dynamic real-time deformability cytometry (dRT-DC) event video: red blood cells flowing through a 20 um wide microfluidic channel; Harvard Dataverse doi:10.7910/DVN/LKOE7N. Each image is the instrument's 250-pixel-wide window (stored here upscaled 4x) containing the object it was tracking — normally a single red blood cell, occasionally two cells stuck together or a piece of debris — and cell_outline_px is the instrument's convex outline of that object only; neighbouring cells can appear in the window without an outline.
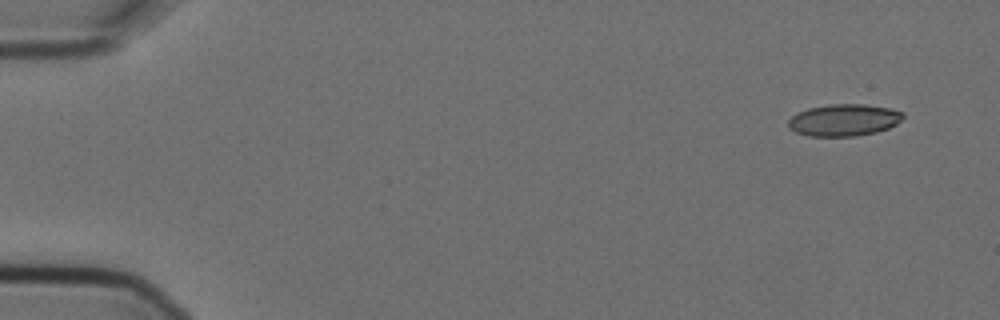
{"species": "Egyptian fruit bat (a non-hibernating species)", "species_latin": "Rousettus aegyptiacus", "temperature_condition": "cold", "stored_images_in_passage": 6, "camera_frame_rate_fps": 3000, "um_per_image_px": 0.085, "animal": {"sex": "female"}, "frame": {"image": 1, "passage_image": 1, "time_ms": 0.0, "image_size_px": [1000, 320], "cell_outline_px": [[904, 116], [896, 124], [888, 128], [876, 132], [856, 136], [808, 136], [796, 132], [788, 128], [788, 120], [796, 112], [808, 108], [832, 104], [864, 104], [888, 108], [904, 112]], "centroid_in_image_um": [71.7, 10.2], "position_along_channel_um": 13.3, "area_um2": 21.39}}
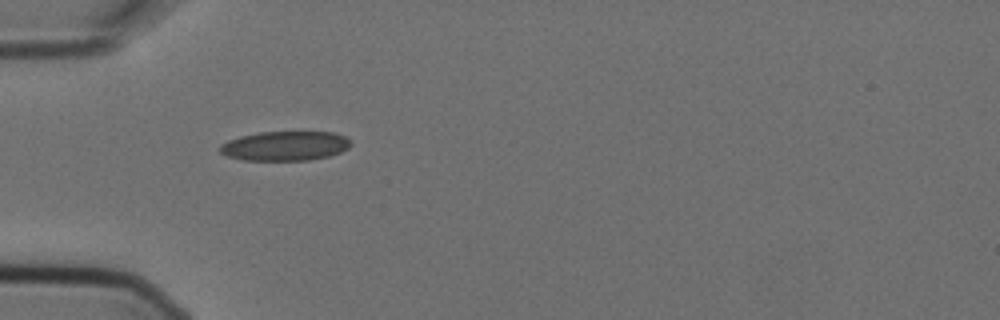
{"frame": {"image": 2, "passage_image": 5, "time_ms": 1.333, "image_size_px": [1000, 320], "cell_outline_px": [[352, 144], [348, 148], [340, 152], [328, 156], [308, 160], [244, 160], [228, 156], [220, 152], [220, 144], [228, 140], [240, 136], [260, 132], [332, 132], [344, 136], [352, 140]], "centroid_in_image_um": [24.24, 12.4], "position_along_channel_um": 60.8, "area_um2": 22.43}}
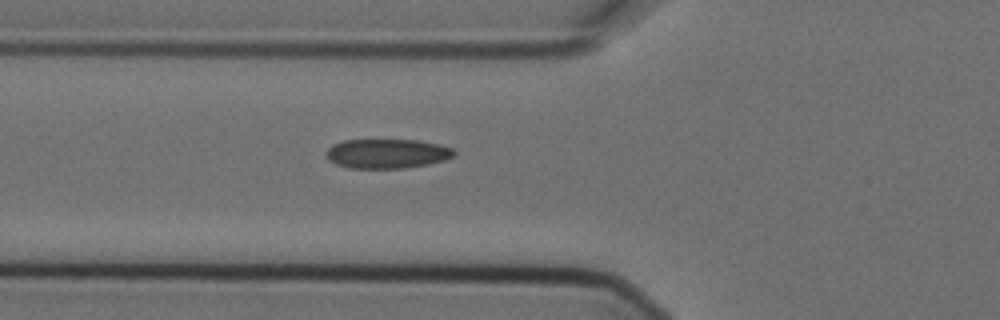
{"frame": {"image": 3, "passage_image": 6, "time_ms": 1.667, "image_size_px": [1000, 320], "cell_outline_px": [[456, 156], [444, 160], [428, 164], [404, 168], [348, 168], [336, 164], [328, 160], [324, 152], [332, 144], [344, 140], [416, 140], [440, 144], [452, 148], [456, 152]], "centroid_in_image_um": [32.89, 13.06], "position_along_channel_um": 92.9, "area_um2": 22.14}}